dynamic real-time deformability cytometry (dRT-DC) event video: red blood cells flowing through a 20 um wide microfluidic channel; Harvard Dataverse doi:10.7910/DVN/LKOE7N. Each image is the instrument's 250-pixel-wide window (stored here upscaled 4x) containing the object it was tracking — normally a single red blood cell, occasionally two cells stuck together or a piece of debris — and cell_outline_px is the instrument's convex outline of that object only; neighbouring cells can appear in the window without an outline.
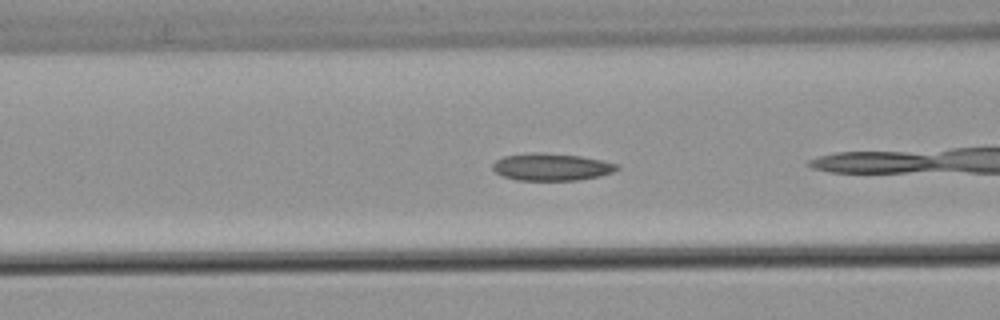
{"species": "common noctule bat (a hibernating species)", "species_latin": "Nyctalus noctula", "temperature_condition": "warm", "stored_images_in_passage": 25, "camera_frame_rate_fps": 3000, "um_per_image_px": 0.085, "animal": {"sex": "male", "body_mass_g": 21.5, "forearm_length_mm": 52.0}, "frame": {"image": 1, "passage_image": 4, "time_ms": 1.0, "image_size_px": [1000, 320], "cell_outline_px": [[620, 168], [612, 172], [600, 176], [576, 180], [516, 180], [504, 176], [496, 172], [492, 168], [492, 164], [496, 160], [504, 156], [536, 152], [544, 152], [580, 156], [620, 164]], "centroid_in_image_um": [46.89, 14.18], "position_along_channel_um": 119.7, "area_um2": 19.71}}